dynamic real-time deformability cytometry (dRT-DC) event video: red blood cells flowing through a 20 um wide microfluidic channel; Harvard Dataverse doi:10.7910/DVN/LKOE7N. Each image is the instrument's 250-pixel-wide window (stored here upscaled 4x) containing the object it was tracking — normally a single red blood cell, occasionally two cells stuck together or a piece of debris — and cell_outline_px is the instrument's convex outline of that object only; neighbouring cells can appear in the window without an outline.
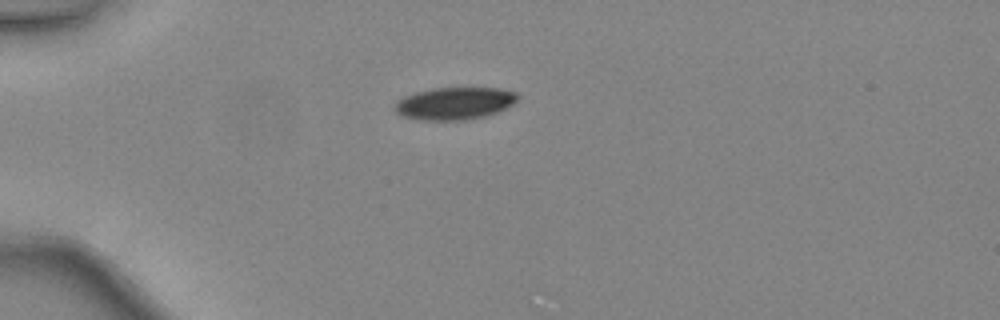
{"species": "common noctule bat (a hibernating species)", "species_latin": "Nyctalus noctula", "temperature_condition": "warm", "stored_images_in_passage": 35, "camera_frame_rate_fps": 3000, "um_per_image_px": 0.085, "animal": {"sex": "female", "body_mass_g": 24.6, "forearm_length_mm": 56.2}, "frame": {"image": 1, "passage_image": 1, "time_ms": 0.0, "image_size_px": [1000, 320], "cell_outline_px": [[520, 100], [508, 108], [484, 116], [464, 120], [420, 120], [404, 116], [396, 112], [396, 100], [404, 96], [416, 92], [432, 88], [500, 88], [516, 92], [520, 96]], "centroid_in_image_um": [38.7, 8.78], "position_along_channel_um": 46.3, "area_um2": 23.29}}
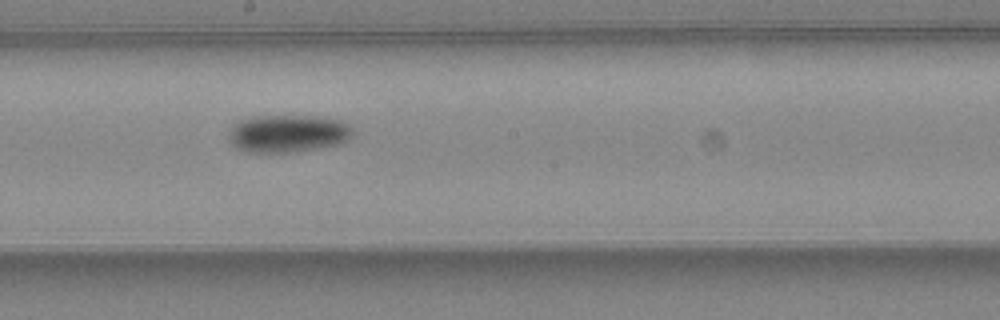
{"frame": {"image": 2, "passage_image": 15, "time_ms": 4.667, "image_size_px": [1000, 320], "cell_outline_px": [[356, 132], [348, 140], [340, 144], [296, 152], [248, 152], [236, 148], [228, 140], [228, 132], [232, 124], [236, 120], [252, 116], [320, 116], [344, 120]], "centroid_in_image_um": [24.47, 11.33], "position_along_channel_um": 223.7, "area_um2": 27.92}}
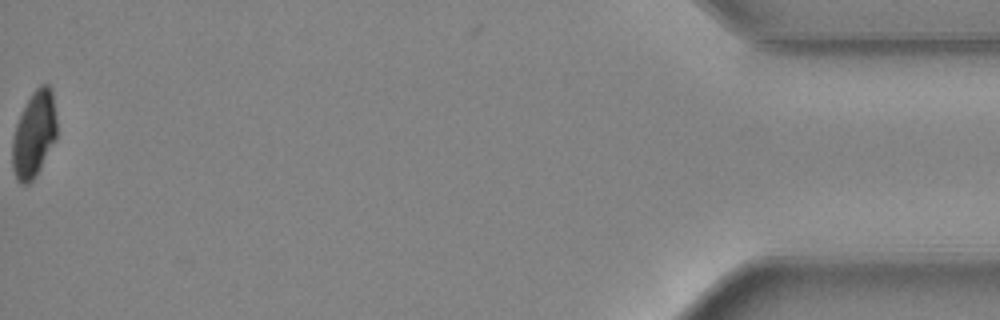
{"frame": {"image": 3, "passage_image": 35, "time_ms": 11.333, "image_size_px": [1000, 320], "cell_outline_px": [[56, 140], [36, 176], [28, 184], [20, 184], [16, 180], [12, 168], [12, 140], [16, 124], [32, 92], [40, 84], [48, 84], [52, 88], [56, 116]], "centroid_in_image_um": [2.9, 11.44], "position_along_channel_um": 432.3, "area_um2": 22.48}, "authors_computed_cell_mechanics": {"area_um2": 25.721, "velocity_mm_per_s": 4.4761, "shape_relaxation_time_tau1_ms": 3.0931, "shape_relaxation_time_tau2_ms": null, "deformation_change_tau1": 0.1201, "deformation_change_tau2": null}}